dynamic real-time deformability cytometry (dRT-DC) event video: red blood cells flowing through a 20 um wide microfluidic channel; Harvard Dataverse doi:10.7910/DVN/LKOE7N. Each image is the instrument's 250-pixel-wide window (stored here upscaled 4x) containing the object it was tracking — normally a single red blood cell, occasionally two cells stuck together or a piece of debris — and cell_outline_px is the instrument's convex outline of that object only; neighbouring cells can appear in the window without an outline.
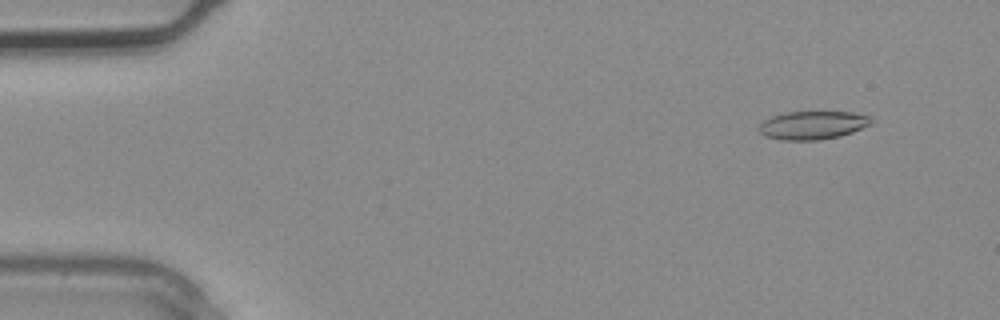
{"species": "common noctule bat (a hibernating species)", "species_latin": "Nyctalus noctula", "temperature_condition": "warm", "stored_images_in_passage": 3, "camera_frame_rate_fps": 3000, "um_per_image_px": 0.085, "animal": {"sex": "male", "body_mass_g": 20.4}, "frame": {"image": 1, "passage_image": 1, "time_ms": 0.0, "image_size_px": [1000, 320], "cell_outline_px": [[872, 124], [852, 132], [840, 136], [816, 140], [784, 140], [764, 136], [756, 128], [764, 120], [772, 116], [784, 112], [852, 112], [868, 116], [872, 120]], "centroid_in_image_um": [69.05, 10.64], "position_along_channel_um": 16.0, "area_um2": 18.5}}